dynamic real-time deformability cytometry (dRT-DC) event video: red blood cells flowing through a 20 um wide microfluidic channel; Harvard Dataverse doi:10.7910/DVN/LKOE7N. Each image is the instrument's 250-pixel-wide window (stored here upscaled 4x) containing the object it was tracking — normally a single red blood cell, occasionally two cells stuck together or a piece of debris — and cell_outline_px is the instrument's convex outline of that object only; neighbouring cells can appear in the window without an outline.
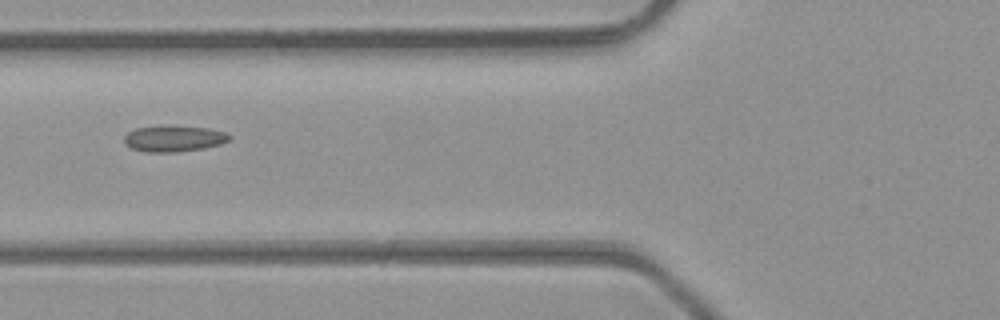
{"species": "common noctule bat (a hibernating species)", "species_latin": "Nyctalus noctula", "temperature_condition": "room temperature", "stored_images_in_passage": 7, "camera_frame_rate_fps": 3000, "um_per_image_px": 0.085, "animal": {"sex": "male", "body_mass_g": 23.1, "forearm_length_mm": 52.7}, "frame": {"image": 1, "passage_image": 7, "time_ms": 2.0, "image_size_px": [1000, 320], "cell_outline_px": [[232, 140], [220, 144], [204, 148], [176, 152], [148, 152], [132, 148], [124, 144], [124, 136], [128, 132], [136, 128], [160, 124], [176, 124], [208, 128], [224, 132], [232, 136]], "centroid_in_image_um": [14.78, 11.74], "position_along_channel_um": 111.0, "area_um2": 16.59}}